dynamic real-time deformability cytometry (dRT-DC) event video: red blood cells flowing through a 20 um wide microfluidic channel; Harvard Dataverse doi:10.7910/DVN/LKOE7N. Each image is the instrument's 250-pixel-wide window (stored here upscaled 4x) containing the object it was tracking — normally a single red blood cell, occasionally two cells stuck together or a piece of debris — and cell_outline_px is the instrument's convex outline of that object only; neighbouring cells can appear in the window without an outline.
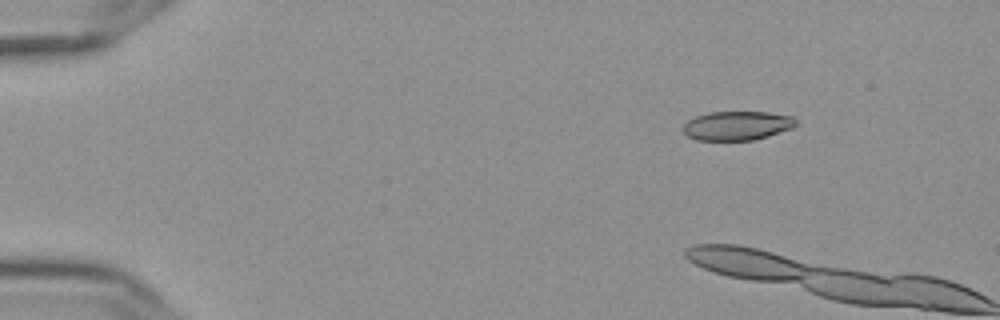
{"species": "Egyptian fruit bat (a non-hibernating species)", "species_latin": "Rousettus aegyptiacus", "temperature_condition": "cold", "stored_images_in_passage": 7, "camera_frame_rate_fps": 3000, "um_per_image_px": 0.085, "frame": {"image": 1, "passage_image": 4, "time_ms": 1.0, "image_size_px": [1000, 320], "cell_outline_px": [[796, 124], [792, 128], [768, 136], [752, 140], [696, 140], [688, 136], [680, 128], [688, 120], [696, 116], [708, 112], [768, 112], [792, 116], [796, 120]], "centroid_in_image_um": [62.62, 10.68], "position_along_channel_um": 22.4, "area_um2": 19.13}}